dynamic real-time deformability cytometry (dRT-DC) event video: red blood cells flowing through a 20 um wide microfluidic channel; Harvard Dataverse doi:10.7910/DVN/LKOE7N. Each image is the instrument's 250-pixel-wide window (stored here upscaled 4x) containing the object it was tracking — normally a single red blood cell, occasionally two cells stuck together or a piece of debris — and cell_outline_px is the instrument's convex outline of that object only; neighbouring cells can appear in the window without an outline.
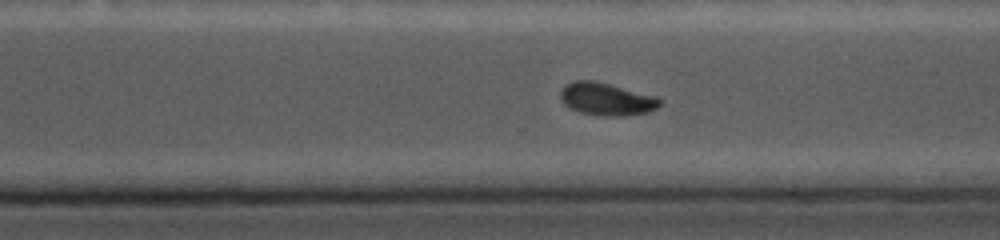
{"species": "common noctule bat (a hibernating species)", "species_latin": "Nyctalus noctula", "temperature_condition": "cold", "stored_images_in_passage": 32, "camera_frame_rate_fps": 5000, "um_per_image_px": 0.085, "animal": {"sex": "female", "body_mass_g": 19.0, "forearm_length_mm": 56.7}, "frame": {"image": 1, "passage_image": 24, "time_ms": 11.2, "image_size_px": [1000, 240], "cell_outline_px": [[660, 104], [656, 108], [648, 112], [624, 116], [604, 116], [580, 112], [568, 108], [564, 104], [560, 96], [560, 92], [564, 84], [572, 80], [596, 80], [660, 96]], "centroid_in_image_um": [51.56, 8.4], "position_along_channel_um": 319.0, "area_um2": 19.36}}
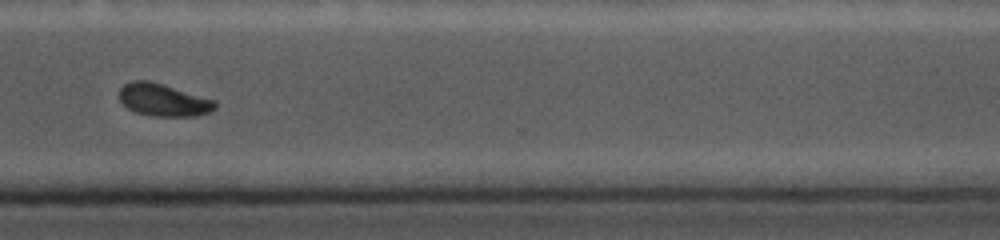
{"frame": {"image": 2, "passage_image": 26, "time_ms": 12.2, "image_size_px": [1000, 240], "cell_outline_px": [[216, 108], [208, 112], [196, 116], [148, 116], [136, 112], [128, 108], [120, 100], [120, 88], [124, 84], [132, 80], [148, 80], [216, 100]], "centroid_in_image_um": [13.88, 8.5], "position_along_channel_um": 356.7, "area_um2": 18.03}}
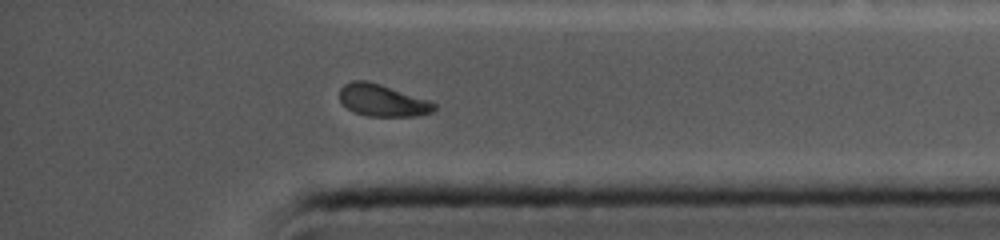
{"frame": {"image": 3, "passage_image": 29, "time_ms": 13.4, "image_size_px": [1000, 240], "cell_outline_px": [[436, 108], [432, 112], [416, 116], [368, 116], [356, 112], [348, 108], [340, 100], [340, 88], [344, 84], [352, 80], [368, 80], [428, 100], [436, 104]], "centroid_in_image_um": [32.5, 8.52], "position_along_channel_um": 402.7, "area_um2": 17.46}, "authors_computed_cell_mechanics": {"area_um2": 18.6983, "velocity_mm_per_s": 3.721, "shape_relaxation_time_tau1_ms": 5.2128, "shape_relaxation_time_tau2_ms": 3.4327, "deformation_change_tau1": 0.1201, "deformation_change_tau2": 0.0619}}